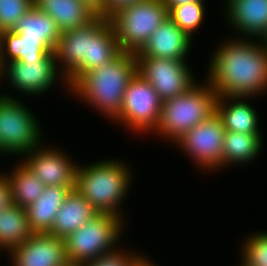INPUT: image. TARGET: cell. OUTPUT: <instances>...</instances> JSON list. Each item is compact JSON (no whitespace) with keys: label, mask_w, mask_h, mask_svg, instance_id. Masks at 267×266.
I'll return each instance as SVG.
<instances>
[{"label":"cell","mask_w":267,"mask_h":266,"mask_svg":"<svg viewBox=\"0 0 267 266\" xmlns=\"http://www.w3.org/2000/svg\"><path fill=\"white\" fill-rule=\"evenodd\" d=\"M208 68L206 80L217 96L267 92V52L261 39L229 38L215 49Z\"/></svg>","instance_id":"obj_1"},{"label":"cell","mask_w":267,"mask_h":266,"mask_svg":"<svg viewBox=\"0 0 267 266\" xmlns=\"http://www.w3.org/2000/svg\"><path fill=\"white\" fill-rule=\"evenodd\" d=\"M120 51L110 20L97 15L87 25L61 33L54 55L70 88L84 73L105 65Z\"/></svg>","instance_id":"obj_2"},{"label":"cell","mask_w":267,"mask_h":266,"mask_svg":"<svg viewBox=\"0 0 267 266\" xmlns=\"http://www.w3.org/2000/svg\"><path fill=\"white\" fill-rule=\"evenodd\" d=\"M136 73L135 53L121 50L105 65L84 73L69 92L113 122L121 113L124 93Z\"/></svg>","instance_id":"obj_3"},{"label":"cell","mask_w":267,"mask_h":266,"mask_svg":"<svg viewBox=\"0 0 267 266\" xmlns=\"http://www.w3.org/2000/svg\"><path fill=\"white\" fill-rule=\"evenodd\" d=\"M128 166L115 158L100 159L86 166L78 164L75 189L98 213L114 214L125 221L120 205L129 194L133 181Z\"/></svg>","instance_id":"obj_4"},{"label":"cell","mask_w":267,"mask_h":266,"mask_svg":"<svg viewBox=\"0 0 267 266\" xmlns=\"http://www.w3.org/2000/svg\"><path fill=\"white\" fill-rule=\"evenodd\" d=\"M196 83L187 92L162 102L154 136L174 143L184 133L216 113L217 94L210 83Z\"/></svg>","instance_id":"obj_5"},{"label":"cell","mask_w":267,"mask_h":266,"mask_svg":"<svg viewBox=\"0 0 267 266\" xmlns=\"http://www.w3.org/2000/svg\"><path fill=\"white\" fill-rule=\"evenodd\" d=\"M18 98L0 93V147L5 156L20 158L42 144L43 128L29 106Z\"/></svg>","instance_id":"obj_6"},{"label":"cell","mask_w":267,"mask_h":266,"mask_svg":"<svg viewBox=\"0 0 267 266\" xmlns=\"http://www.w3.org/2000/svg\"><path fill=\"white\" fill-rule=\"evenodd\" d=\"M123 221L114 214L98 213L64 239L67 260L86 263L114 251L125 233Z\"/></svg>","instance_id":"obj_7"},{"label":"cell","mask_w":267,"mask_h":266,"mask_svg":"<svg viewBox=\"0 0 267 266\" xmlns=\"http://www.w3.org/2000/svg\"><path fill=\"white\" fill-rule=\"evenodd\" d=\"M167 17L168 10L162 0H141L120 9L109 20L120 50L137 53Z\"/></svg>","instance_id":"obj_8"},{"label":"cell","mask_w":267,"mask_h":266,"mask_svg":"<svg viewBox=\"0 0 267 266\" xmlns=\"http://www.w3.org/2000/svg\"><path fill=\"white\" fill-rule=\"evenodd\" d=\"M162 101L153 86L138 72L124 93L120 115L114 120L131 132L153 133L159 123ZM122 123V124H121Z\"/></svg>","instance_id":"obj_9"},{"label":"cell","mask_w":267,"mask_h":266,"mask_svg":"<svg viewBox=\"0 0 267 266\" xmlns=\"http://www.w3.org/2000/svg\"><path fill=\"white\" fill-rule=\"evenodd\" d=\"M225 128L221 118L214 113L206 121L184 133L173 144L184 152L202 171L216 172L223 168Z\"/></svg>","instance_id":"obj_10"},{"label":"cell","mask_w":267,"mask_h":266,"mask_svg":"<svg viewBox=\"0 0 267 266\" xmlns=\"http://www.w3.org/2000/svg\"><path fill=\"white\" fill-rule=\"evenodd\" d=\"M3 79L10 83L14 91L24 93V96H42V93L53 89L57 81H62V86L70 91L66 77L58 68L54 52H49L41 61H11L5 64Z\"/></svg>","instance_id":"obj_11"},{"label":"cell","mask_w":267,"mask_h":266,"mask_svg":"<svg viewBox=\"0 0 267 266\" xmlns=\"http://www.w3.org/2000/svg\"><path fill=\"white\" fill-rule=\"evenodd\" d=\"M137 72L155 89L162 102L187 92L197 83L187 61L169 58H143L138 52Z\"/></svg>","instance_id":"obj_12"},{"label":"cell","mask_w":267,"mask_h":266,"mask_svg":"<svg viewBox=\"0 0 267 266\" xmlns=\"http://www.w3.org/2000/svg\"><path fill=\"white\" fill-rule=\"evenodd\" d=\"M44 146L31 150L21 160L45 186H63L75 189L78 163L60 148Z\"/></svg>","instance_id":"obj_13"},{"label":"cell","mask_w":267,"mask_h":266,"mask_svg":"<svg viewBox=\"0 0 267 266\" xmlns=\"http://www.w3.org/2000/svg\"><path fill=\"white\" fill-rule=\"evenodd\" d=\"M8 255L11 266H63L68 261L65 240L48 233H34Z\"/></svg>","instance_id":"obj_14"},{"label":"cell","mask_w":267,"mask_h":266,"mask_svg":"<svg viewBox=\"0 0 267 266\" xmlns=\"http://www.w3.org/2000/svg\"><path fill=\"white\" fill-rule=\"evenodd\" d=\"M223 1L225 22L234 28L236 37L261 39L267 33V0Z\"/></svg>","instance_id":"obj_15"},{"label":"cell","mask_w":267,"mask_h":266,"mask_svg":"<svg viewBox=\"0 0 267 266\" xmlns=\"http://www.w3.org/2000/svg\"><path fill=\"white\" fill-rule=\"evenodd\" d=\"M191 39L169 17L150 35L138 52L143 58H169L187 61Z\"/></svg>","instance_id":"obj_16"},{"label":"cell","mask_w":267,"mask_h":266,"mask_svg":"<svg viewBox=\"0 0 267 266\" xmlns=\"http://www.w3.org/2000/svg\"><path fill=\"white\" fill-rule=\"evenodd\" d=\"M255 97L218 96L216 114L221 118L226 131L261 134L258 114L250 102ZM230 102V103H229Z\"/></svg>","instance_id":"obj_17"},{"label":"cell","mask_w":267,"mask_h":266,"mask_svg":"<svg viewBox=\"0 0 267 266\" xmlns=\"http://www.w3.org/2000/svg\"><path fill=\"white\" fill-rule=\"evenodd\" d=\"M97 214L98 211L76 189H73L61 204L48 234L66 239Z\"/></svg>","instance_id":"obj_18"},{"label":"cell","mask_w":267,"mask_h":266,"mask_svg":"<svg viewBox=\"0 0 267 266\" xmlns=\"http://www.w3.org/2000/svg\"><path fill=\"white\" fill-rule=\"evenodd\" d=\"M34 5L55 21L61 33L83 27L97 16L82 0H34Z\"/></svg>","instance_id":"obj_19"},{"label":"cell","mask_w":267,"mask_h":266,"mask_svg":"<svg viewBox=\"0 0 267 266\" xmlns=\"http://www.w3.org/2000/svg\"><path fill=\"white\" fill-rule=\"evenodd\" d=\"M71 190L72 187L46 186L41 196L25 208L34 233H48L51 230L56 214Z\"/></svg>","instance_id":"obj_20"},{"label":"cell","mask_w":267,"mask_h":266,"mask_svg":"<svg viewBox=\"0 0 267 266\" xmlns=\"http://www.w3.org/2000/svg\"><path fill=\"white\" fill-rule=\"evenodd\" d=\"M13 31L21 40L44 42L53 52L61 36L55 21L35 5L22 15Z\"/></svg>","instance_id":"obj_21"},{"label":"cell","mask_w":267,"mask_h":266,"mask_svg":"<svg viewBox=\"0 0 267 266\" xmlns=\"http://www.w3.org/2000/svg\"><path fill=\"white\" fill-rule=\"evenodd\" d=\"M34 232L31 230L26 209L16 204L0 212V253H7L23 244Z\"/></svg>","instance_id":"obj_22"},{"label":"cell","mask_w":267,"mask_h":266,"mask_svg":"<svg viewBox=\"0 0 267 266\" xmlns=\"http://www.w3.org/2000/svg\"><path fill=\"white\" fill-rule=\"evenodd\" d=\"M53 52L44 42L21 40L13 30L0 32V60L2 66L11 61H41Z\"/></svg>","instance_id":"obj_23"},{"label":"cell","mask_w":267,"mask_h":266,"mask_svg":"<svg viewBox=\"0 0 267 266\" xmlns=\"http://www.w3.org/2000/svg\"><path fill=\"white\" fill-rule=\"evenodd\" d=\"M261 134L226 131L223 146V168L228 165L247 164L257 158L263 147Z\"/></svg>","instance_id":"obj_24"},{"label":"cell","mask_w":267,"mask_h":266,"mask_svg":"<svg viewBox=\"0 0 267 266\" xmlns=\"http://www.w3.org/2000/svg\"><path fill=\"white\" fill-rule=\"evenodd\" d=\"M16 166V167H15ZM14 170L3 172L10 185L12 204L26 208L34 203L43 193L46 187L29 168L22 162H18Z\"/></svg>","instance_id":"obj_25"},{"label":"cell","mask_w":267,"mask_h":266,"mask_svg":"<svg viewBox=\"0 0 267 266\" xmlns=\"http://www.w3.org/2000/svg\"><path fill=\"white\" fill-rule=\"evenodd\" d=\"M205 2H192L180 6H166L168 17L191 39L204 23Z\"/></svg>","instance_id":"obj_26"},{"label":"cell","mask_w":267,"mask_h":266,"mask_svg":"<svg viewBox=\"0 0 267 266\" xmlns=\"http://www.w3.org/2000/svg\"><path fill=\"white\" fill-rule=\"evenodd\" d=\"M246 239L240 247L241 261L246 266H267V231H256Z\"/></svg>","instance_id":"obj_27"},{"label":"cell","mask_w":267,"mask_h":266,"mask_svg":"<svg viewBox=\"0 0 267 266\" xmlns=\"http://www.w3.org/2000/svg\"><path fill=\"white\" fill-rule=\"evenodd\" d=\"M33 5L34 0H0V32L13 30L18 20Z\"/></svg>","instance_id":"obj_28"},{"label":"cell","mask_w":267,"mask_h":266,"mask_svg":"<svg viewBox=\"0 0 267 266\" xmlns=\"http://www.w3.org/2000/svg\"><path fill=\"white\" fill-rule=\"evenodd\" d=\"M117 247L114 251L98 256L94 260L86 262V266H135L137 262L144 256L138 251L133 252Z\"/></svg>","instance_id":"obj_29"},{"label":"cell","mask_w":267,"mask_h":266,"mask_svg":"<svg viewBox=\"0 0 267 266\" xmlns=\"http://www.w3.org/2000/svg\"><path fill=\"white\" fill-rule=\"evenodd\" d=\"M139 1L141 0H104L103 11L99 14V16L109 19L120 9L128 7L129 5Z\"/></svg>","instance_id":"obj_30"},{"label":"cell","mask_w":267,"mask_h":266,"mask_svg":"<svg viewBox=\"0 0 267 266\" xmlns=\"http://www.w3.org/2000/svg\"><path fill=\"white\" fill-rule=\"evenodd\" d=\"M12 204L11 190L6 175L0 172V212Z\"/></svg>","instance_id":"obj_31"},{"label":"cell","mask_w":267,"mask_h":266,"mask_svg":"<svg viewBox=\"0 0 267 266\" xmlns=\"http://www.w3.org/2000/svg\"><path fill=\"white\" fill-rule=\"evenodd\" d=\"M97 15L103 11L104 0H82Z\"/></svg>","instance_id":"obj_32"},{"label":"cell","mask_w":267,"mask_h":266,"mask_svg":"<svg viewBox=\"0 0 267 266\" xmlns=\"http://www.w3.org/2000/svg\"><path fill=\"white\" fill-rule=\"evenodd\" d=\"M165 6H180L192 2H205V0H162Z\"/></svg>","instance_id":"obj_33"},{"label":"cell","mask_w":267,"mask_h":266,"mask_svg":"<svg viewBox=\"0 0 267 266\" xmlns=\"http://www.w3.org/2000/svg\"><path fill=\"white\" fill-rule=\"evenodd\" d=\"M135 266H157L150 258L145 255L137 262Z\"/></svg>","instance_id":"obj_34"},{"label":"cell","mask_w":267,"mask_h":266,"mask_svg":"<svg viewBox=\"0 0 267 266\" xmlns=\"http://www.w3.org/2000/svg\"><path fill=\"white\" fill-rule=\"evenodd\" d=\"M63 266H86L85 263L67 261Z\"/></svg>","instance_id":"obj_35"},{"label":"cell","mask_w":267,"mask_h":266,"mask_svg":"<svg viewBox=\"0 0 267 266\" xmlns=\"http://www.w3.org/2000/svg\"><path fill=\"white\" fill-rule=\"evenodd\" d=\"M261 41L266 49L267 52V33L261 38Z\"/></svg>","instance_id":"obj_36"},{"label":"cell","mask_w":267,"mask_h":266,"mask_svg":"<svg viewBox=\"0 0 267 266\" xmlns=\"http://www.w3.org/2000/svg\"><path fill=\"white\" fill-rule=\"evenodd\" d=\"M2 80H3V66H2L1 60H0V81H2Z\"/></svg>","instance_id":"obj_37"},{"label":"cell","mask_w":267,"mask_h":266,"mask_svg":"<svg viewBox=\"0 0 267 266\" xmlns=\"http://www.w3.org/2000/svg\"><path fill=\"white\" fill-rule=\"evenodd\" d=\"M239 266H246L242 261H240V265Z\"/></svg>","instance_id":"obj_38"},{"label":"cell","mask_w":267,"mask_h":266,"mask_svg":"<svg viewBox=\"0 0 267 266\" xmlns=\"http://www.w3.org/2000/svg\"><path fill=\"white\" fill-rule=\"evenodd\" d=\"M0 155H2V157H3V155H4V153H3L2 150H1V147H0Z\"/></svg>","instance_id":"obj_39"}]
</instances>
